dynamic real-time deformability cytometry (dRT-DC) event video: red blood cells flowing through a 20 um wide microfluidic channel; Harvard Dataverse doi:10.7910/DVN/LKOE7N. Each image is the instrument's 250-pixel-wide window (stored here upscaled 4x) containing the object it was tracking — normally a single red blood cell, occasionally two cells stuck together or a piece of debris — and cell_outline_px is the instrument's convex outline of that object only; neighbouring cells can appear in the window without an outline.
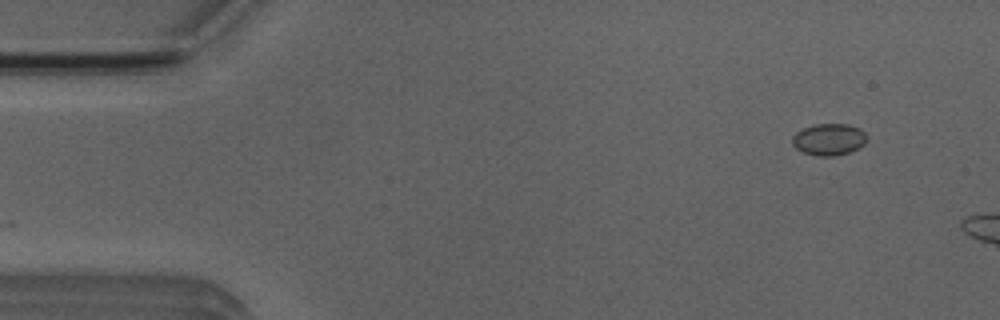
{"species": "Egyptian fruit bat (a non-hibernating species)", "species_latin": "Rousettus aegyptiacus", "temperature_condition": "room temperature", "stored_images_in_passage": 44, "camera_frame_rate_fps": 3000, "um_per_image_px": 0.085, "animal": {"sex": "male"}, "frame": {"image": 1, "passage_image": 2, "time_ms": 0.333, "image_size_px": [1000, 320], "cell_outline_px": [[868, 136], [864, 144], [848, 152], [832, 156], [820, 156], [804, 152], [796, 148], [792, 144], [792, 136], [796, 132], [804, 128], [816, 124], [848, 124], [860, 128]], "centroid_in_image_um": [70.46, 11.83], "position_along_channel_um": 14.5, "area_um2": 13.64}}
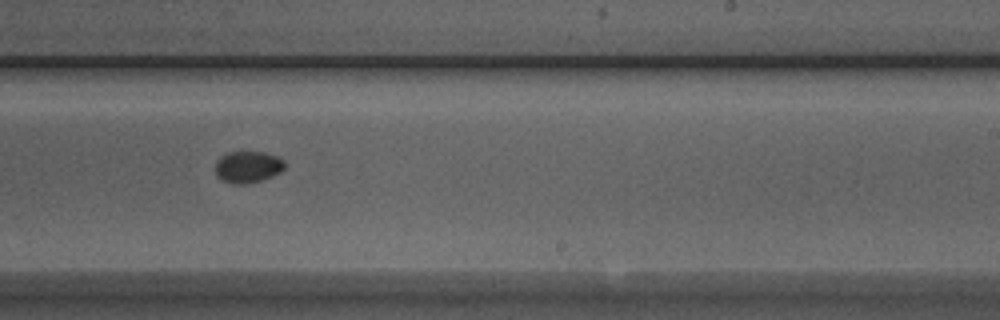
{"frame": {"image": 2, "passage_image": 29, "time_ms": 9.333, "image_size_px": [1000, 320], "cell_outline_px": [[284, 168], [280, 172], [272, 176], [260, 180], [244, 184], [232, 184], [220, 180], [216, 176], [216, 160], [220, 156], [228, 152], [264, 152], [276, 156], [284, 160]], "centroid_in_image_um": [21.03, 14.19], "position_along_channel_um": 268.0, "area_um2": 12.83}}
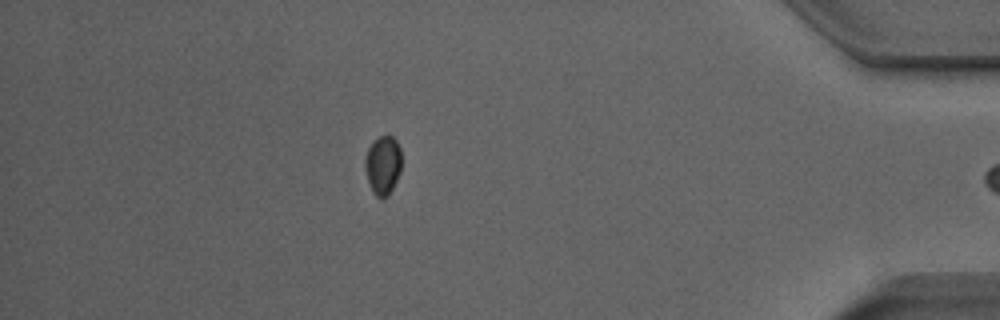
{"frame": {"image": 3, "passage_image": 43, "time_ms": 14.0, "image_size_px": [1000, 320], "cell_outline_px": [[400, 172], [388, 196], [380, 200], [372, 192], [364, 168], [364, 160], [368, 148], [372, 140], [388, 132], [396, 140], [400, 148]], "centroid_in_image_um": [32.52, 14.0], "position_along_channel_um": 402.7, "area_um2": 12.77}}